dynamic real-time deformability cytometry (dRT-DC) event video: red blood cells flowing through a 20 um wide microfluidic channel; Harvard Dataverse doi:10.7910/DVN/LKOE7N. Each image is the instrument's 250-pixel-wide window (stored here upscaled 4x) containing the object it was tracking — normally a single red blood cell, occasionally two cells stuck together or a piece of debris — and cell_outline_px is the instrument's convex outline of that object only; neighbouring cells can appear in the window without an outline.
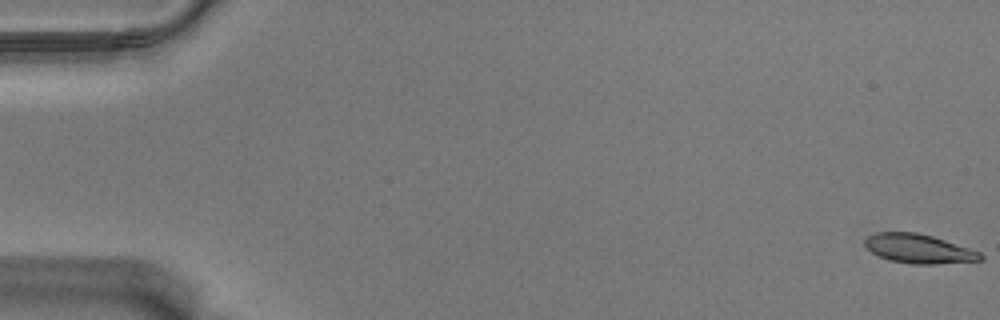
{"species": "Egyptian fruit bat (a non-hibernating species)", "species_latin": "Rousettus aegyptiacus", "temperature_condition": "warm", "stored_images_in_passage": 58, "camera_frame_rate_fps": 3000, "um_per_image_px": 0.085, "animal": {"sex": "male"}, "frame": {"image": 1, "passage_image": 1, "time_ms": 0.0, "image_size_px": [1000, 320], "cell_outline_px": [[984, 260], [936, 264], [912, 264], [888, 260], [872, 252], [864, 244], [864, 240], [868, 236], [876, 232], [916, 232], [932, 236], [980, 252], [984, 256]], "centroid_in_image_um": [78.09, 21.15], "position_along_channel_um": 6.9, "area_um2": 19.54}}
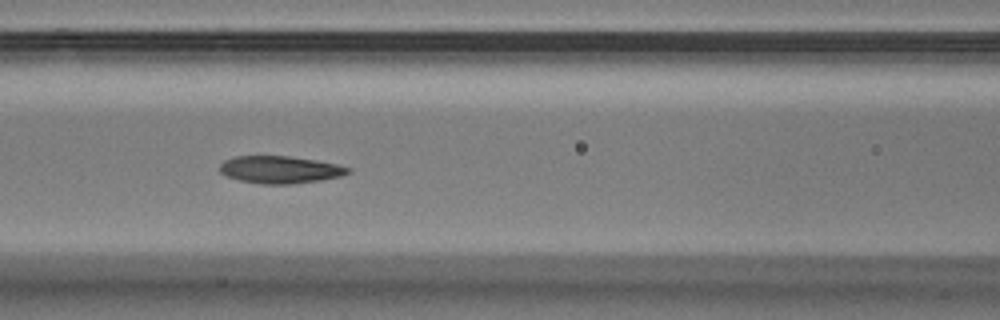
{"frame": {"image": 2, "passage_image": 26, "time_ms": 8.333, "image_size_px": [1000, 320], "cell_outline_px": [[352, 172], [340, 176], [320, 180], [292, 184], [264, 184], [240, 180], [228, 176], [220, 172], [220, 164], [224, 160], [236, 156], [288, 156], [316, 160], [336, 164], [352, 168]], "centroid_in_image_um": [23.83, 14.41], "position_along_channel_um": 142.8, "area_um2": 20.35}}
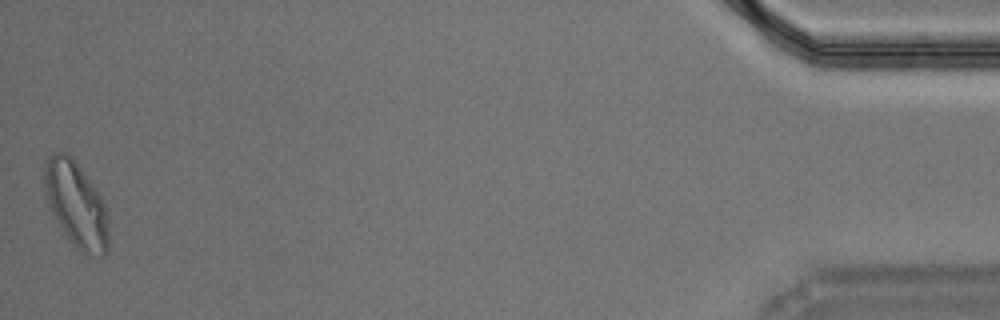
{"frame": {"image": 3, "passage_image": 58, "time_ms": 19.0, "image_size_px": [1000, 320], "cell_outline_px": [[108, 248], [104, 256], [84, 256], [68, 240], [60, 228], [48, 204], [44, 184], [44, 168], [48, 156], [52, 152], [64, 152], [72, 156], [76, 160], [100, 196], [108, 212]], "centroid_in_image_um": [6.48, 17.41], "position_along_channel_um": 428.7, "area_um2": 32.37}, "authors_computed_cell_mechanics": {"area_um2": 20.7502, "velocity_mm_per_s": 3.519, "shape_relaxation_time_tau1_ms": 11.2804, "shape_relaxation_time_tau2_ms": 4.9975, "deformation_change_tau1": 0.2371, "deformation_change_tau2": 0.1033}}